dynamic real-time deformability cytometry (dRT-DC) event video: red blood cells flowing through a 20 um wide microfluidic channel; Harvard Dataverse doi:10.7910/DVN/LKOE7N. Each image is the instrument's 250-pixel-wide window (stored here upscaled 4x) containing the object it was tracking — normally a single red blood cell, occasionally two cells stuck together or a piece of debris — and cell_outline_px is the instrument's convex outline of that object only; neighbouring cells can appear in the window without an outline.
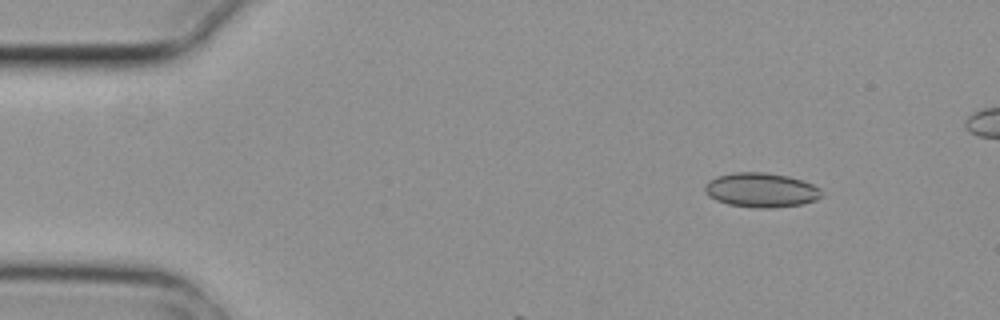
{"species": "common noctule bat (a hibernating species)", "species_latin": "Nyctalus noctula", "temperature_condition": "cold", "stored_images_in_passage": 3, "camera_frame_rate_fps": 3000, "um_per_image_px": 0.085, "animal": {"sex": "female", "body_mass_g": 29.2, "forearm_length_mm": 56.3}, "frame": {"image": 1, "passage_image": 1, "time_ms": 0.0, "image_size_px": [1000, 320], "cell_outline_px": [[824, 196], [816, 200], [804, 204], [772, 208], [756, 208], [728, 204], [716, 200], [708, 196], [704, 192], [704, 184], [708, 180], [716, 176], [736, 172], [764, 172], [788, 176], [812, 184], [820, 188]], "centroid_in_image_um": [64.69, 16.16], "position_along_channel_um": 20.3, "area_um2": 23.7}}